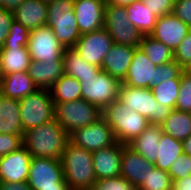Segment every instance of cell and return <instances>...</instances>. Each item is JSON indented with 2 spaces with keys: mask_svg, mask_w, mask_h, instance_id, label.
I'll list each match as a JSON object with an SVG mask.
<instances>
[{
  "mask_svg": "<svg viewBox=\"0 0 191 190\" xmlns=\"http://www.w3.org/2000/svg\"><path fill=\"white\" fill-rule=\"evenodd\" d=\"M69 134L55 119L24 132L23 146L32 157L61 160Z\"/></svg>",
  "mask_w": 191,
  "mask_h": 190,
  "instance_id": "1",
  "label": "cell"
},
{
  "mask_svg": "<svg viewBox=\"0 0 191 190\" xmlns=\"http://www.w3.org/2000/svg\"><path fill=\"white\" fill-rule=\"evenodd\" d=\"M64 180L71 190L92 189L96 179L92 152L70 141L61 158Z\"/></svg>",
  "mask_w": 191,
  "mask_h": 190,
  "instance_id": "2",
  "label": "cell"
},
{
  "mask_svg": "<svg viewBox=\"0 0 191 190\" xmlns=\"http://www.w3.org/2000/svg\"><path fill=\"white\" fill-rule=\"evenodd\" d=\"M102 117L111 126L116 142L123 145H128L150 126L146 117L129 109L118 99L102 111Z\"/></svg>",
  "mask_w": 191,
  "mask_h": 190,
  "instance_id": "3",
  "label": "cell"
},
{
  "mask_svg": "<svg viewBox=\"0 0 191 190\" xmlns=\"http://www.w3.org/2000/svg\"><path fill=\"white\" fill-rule=\"evenodd\" d=\"M118 100L129 109L146 117L150 125H161L172 111L171 108L155 100L151 88H136L121 84Z\"/></svg>",
  "mask_w": 191,
  "mask_h": 190,
  "instance_id": "4",
  "label": "cell"
},
{
  "mask_svg": "<svg viewBox=\"0 0 191 190\" xmlns=\"http://www.w3.org/2000/svg\"><path fill=\"white\" fill-rule=\"evenodd\" d=\"M46 26L53 30L54 35L65 49L73 48L81 35L74 14V0L49 2Z\"/></svg>",
  "mask_w": 191,
  "mask_h": 190,
  "instance_id": "5",
  "label": "cell"
},
{
  "mask_svg": "<svg viewBox=\"0 0 191 190\" xmlns=\"http://www.w3.org/2000/svg\"><path fill=\"white\" fill-rule=\"evenodd\" d=\"M102 111L84 99L54 103V119L70 135L75 130L95 123Z\"/></svg>",
  "mask_w": 191,
  "mask_h": 190,
  "instance_id": "6",
  "label": "cell"
},
{
  "mask_svg": "<svg viewBox=\"0 0 191 190\" xmlns=\"http://www.w3.org/2000/svg\"><path fill=\"white\" fill-rule=\"evenodd\" d=\"M27 183L32 190H71L57 159L32 157Z\"/></svg>",
  "mask_w": 191,
  "mask_h": 190,
  "instance_id": "7",
  "label": "cell"
},
{
  "mask_svg": "<svg viewBox=\"0 0 191 190\" xmlns=\"http://www.w3.org/2000/svg\"><path fill=\"white\" fill-rule=\"evenodd\" d=\"M24 132L54 119V101L49 89H37L19 100Z\"/></svg>",
  "mask_w": 191,
  "mask_h": 190,
  "instance_id": "8",
  "label": "cell"
},
{
  "mask_svg": "<svg viewBox=\"0 0 191 190\" xmlns=\"http://www.w3.org/2000/svg\"><path fill=\"white\" fill-rule=\"evenodd\" d=\"M79 82L81 98L96 105L101 111L118 99L121 82L103 70L96 76Z\"/></svg>",
  "mask_w": 191,
  "mask_h": 190,
  "instance_id": "9",
  "label": "cell"
},
{
  "mask_svg": "<svg viewBox=\"0 0 191 190\" xmlns=\"http://www.w3.org/2000/svg\"><path fill=\"white\" fill-rule=\"evenodd\" d=\"M104 28L114 43L137 48L140 46L143 35L130 23L126 7L106 4Z\"/></svg>",
  "mask_w": 191,
  "mask_h": 190,
  "instance_id": "10",
  "label": "cell"
},
{
  "mask_svg": "<svg viewBox=\"0 0 191 190\" xmlns=\"http://www.w3.org/2000/svg\"><path fill=\"white\" fill-rule=\"evenodd\" d=\"M69 139L75 146L90 152L109 147L116 142L111 126L103 117L75 130L69 135Z\"/></svg>",
  "mask_w": 191,
  "mask_h": 190,
  "instance_id": "11",
  "label": "cell"
},
{
  "mask_svg": "<svg viewBox=\"0 0 191 190\" xmlns=\"http://www.w3.org/2000/svg\"><path fill=\"white\" fill-rule=\"evenodd\" d=\"M27 48L31 60L41 62L63 60L65 49L54 35L53 30L46 25L30 30Z\"/></svg>",
  "mask_w": 191,
  "mask_h": 190,
  "instance_id": "12",
  "label": "cell"
},
{
  "mask_svg": "<svg viewBox=\"0 0 191 190\" xmlns=\"http://www.w3.org/2000/svg\"><path fill=\"white\" fill-rule=\"evenodd\" d=\"M113 43L109 32L102 28L81 34L73 48L87 63L101 67Z\"/></svg>",
  "mask_w": 191,
  "mask_h": 190,
  "instance_id": "13",
  "label": "cell"
},
{
  "mask_svg": "<svg viewBox=\"0 0 191 190\" xmlns=\"http://www.w3.org/2000/svg\"><path fill=\"white\" fill-rule=\"evenodd\" d=\"M31 158L32 156L24 146L0 156V182H27Z\"/></svg>",
  "mask_w": 191,
  "mask_h": 190,
  "instance_id": "14",
  "label": "cell"
},
{
  "mask_svg": "<svg viewBox=\"0 0 191 190\" xmlns=\"http://www.w3.org/2000/svg\"><path fill=\"white\" fill-rule=\"evenodd\" d=\"M105 0H74V14L80 34L104 28Z\"/></svg>",
  "mask_w": 191,
  "mask_h": 190,
  "instance_id": "15",
  "label": "cell"
},
{
  "mask_svg": "<svg viewBox=\"0 0 191 190\" xmlns=\"http://www.w3.org/2000/svg\"><path fill=\"white\" fill-rule=\"evenodd\" d=\"M155 67L156 65L138 47L135 49L133 60L121 84L136 88H152L156 85Z\"/></svg>",
  "mask_w": 191,
  "mask_h": 190,
  "instance_id": "16",
  "label": "cell"
},
{
  "mask_svg": "<svg viewBox=\"0 0 191 190\" xmlns=\"http://www.w3.org/2000/svg\"><path fill=\"white\" fill-rule=\"evenodd\" d=\"M190 30L188 25L170 13L157 18L150 36L164 43L174 52Z\"/></svg>",
  "mask_w": 191,
  "mask_h": 190,
  "instance_id": "17",
  "label": "cell"
},
{
  "mask_svg": "<svg viewBox=\"0 0 191 190\" xmlns=\"http://www.w3.org/2000/svg\"><path fill=\"white\" fill-rule=\"evenodd\" d=\"M154 168L153 163L135 152L128 145H123L120 176L131 183L136 190L143 182H146L149 172H152Z\"/></svg>",
  "mask_w": 191,
  "mask_h": 190,
  "instance_id": "18",
  "label": "cell"
},
{
  "mask_svg": "<svg viewBox=\"0 0 191 190\" xmlns=\"http://www.w3.org/2000/svg\"><path fill=\"white\" fill-rule=\"evenodd\" d=\"M122 154L123 144L120 142H115L109 147L92 152L96 179L120 176Z\"/></svg>",
  "mask_w": 191,
  "mask_h": 190,
  "instance_id": "19",
  "label": "cell"
},
{
  "mask_svg": "<svg viewBox=\"0 0 191 190\" xmlns=\"http://www.w3.org/2000/svg\"><path fill=\"white\" fill-rule=\"evenodd\" d=\"M136 48L113 43L111 49L104 57L101 70L122 82L133 60Z\"/></svg>",
  "mask_w": 191,
  "mask_h": 190,
  "instance_id": "20",
  "label": "cell"
},
{
  "mask_svg": "<svg viewBox=\"0 0 191 190\" xmlns=\"http://www.w3.org/2000/svg\"><path fill=\"white\" fill-rule=\"evenodd\" d=\"M13 17L28 30L45 26L48 17V3L41 0H25L13 12Z\"/></svg>",
  "mask_w": 191,
  "mask_h": 190,
  "instance_id": "21",
  "label": "cell"
},
{
  "mask_svg": "<svg viewBox=\"0 0 191 190\" xmlns=\"http://www.w3.org/2000/svg\"><path fill=\"white\" fill-rule=\"evenodd\" d=\"M27 72L38 89H50L63 75V60H31Z\"/></svg>",
  "mask_w": 191,
  "mask_h": 190,
  "instance_id": "22",
  "label": "cell"
},
{
  "mask_svg": "<svg viewBox=\"0 0 191 190\" xmlns=\"http://www.w3.org/2000/svg\"><path fill=\"white\" fill-rule=\"evenodd\" d=\"M37 89L27 71L0 76V93L5 97L20 100Z\"/></svg>",
  "mask_w": 191,
  "mask_h": 190,
  "instance_id": "23",
  "label": "cell"
},
{
  "mask_svg": "<svg viewBox=\"0 0 191 190\" xmlns=\"http://www.w3.org/2000/svg\"><path fill=\"white\" fill-rule=\"evenodd\" d=\"M0 134L24 135L18 99L0 93Z\"/></svg>",
  "mask_w": 191,
  "mask_h": 190,
  "instance_id": "24",
  "label": "cell"
},
{
  "mask_svg": "<svg viewBox=\"0 0 191 190\" xmlns=\"http://www.w3.org/2000/svg\"><path fill=\"white\" fill-rule=\"evenodd\" d=\"M162 133L160 125H150L128 146L154 164L158 158V147Z\"/></svg>",
  "mask_w": 191,
  "mask_h": 190,
  "instance_id": "25",
  "label": "cell"
},
{
  "mask_svg": "<svg viewBox=\"0 0 191 190\" xmlns=\"http://www.w3.org/2000/svg\"><path fill=\"white\" fill-rule=\"evenodd\" d=\"M30 62L31 56L27 46H11L8 49H0V76L28 71Z\"/></svg>",
  "mask_w": 191,
  "mask_h": 190,
  "instance_id": "26",
  "label": "cell"
},
{
  "mask_svg": "<svg viewBox=\"0 0 191 190\" xmlns=\"http://www.w3.org/2000/svg\"><path fill=\"white\" fill-rule=\"evenodd\" d=\"M101 67L87 63L74 48H66L63 52V74L76 78L78 81L96 76Z\"/></svg>",
  "mask_w": 191,
  "mask_h": 190,
  "instance_id": "27",
  "label": "cell"
},
{
  "mask_svg": "<svg viewBox=\"0 0 191 190\" xmlns=\"http://www.w3.org/2000/svg\"><path fill=\"white\" fill-rule=\"evenodd\" d=\"M127 17L130 23L143 35H150L156 25L157 16L144 5L142 0H137L126 6Z\"/></svg>",
  "mask_w": 191,
  "mask_h": 190,
  "instance_id": "28",
  "label": "cell"
},
{
  "mask_svg": "<svg viewBox=\"0 0 191 190\" xmlns=\"http://www.w3.org/2000/svg\"><path fill=\"white\" fill-rule=\"evenodd\" d=\"M160 126L163 133L183 141L191 135V113L172 109Z\"/></svg>",
  "mask_w": 191,
  "mask_h": 190,
  "instance_id": "29",
  "label": "cell"
},
{
  "mask_svg": "<svg viewBox=\"0 0 191 190\" xmlns=\"http://www.w3.org/2000/svg\"><path fill=\"white\" fill-rule=\"evenodd\" d=\"M182 154V141L174 139L170 135L162 133L158 147V158L154 165L156 168L168 172L172 163Z\"/></svg>",
  "mask_w": 191,
  "mask_h": 190,
  "instance_id": "30",
  "label": "cell"
},
{
  "mask_svg": "<svg viewBox=\"0 0 191 190\" xmlns=\"http://www.w3.org/2000/svg\"><path fill=\"white\" fill-rule=\"evenodd\" d=\"M54 103L81 99V83L74 77L63 74L49 89Z\"/></svg>",
  "mask_w": 191,
  "mask_h": 190,
  "instance_id": "31",
  "label": "cell"
},
{
  "mask_svg": "<svg viewBox=\"0 0 191 190\" xmlns=\"http://www.w3.org/2000/svg\"><path fill=\"white\" fill-rule=\"evenodd\" d=\"M139 47L156 66L174 60V52L150 35L142 36Z\"/></svg>",
  "mask_w": 191,
  "mask_h": 190,
  "instance_id": "32",
  "label": "cell"
},
{
  "mask_svg": "<svg viewBox=\"0 0 191 190\" xmlns=\"http://www.w3.org/2000/svg\"><path fill=\"white\" fill-rule=\"evenodd\" d=\"M181 79H171L153 86L152 92L155 100L160 104L175 109V103L179 95Z\"/></svg>",
  "mask_w": 191,
  "mask_h": 190,
  "instance_id": "33",
  "label": "cell"
},
{
  "mask_svg": "<svg viewBox=\"0 0 191 190\" xmlns=\"http://www.w3.org/2000/svg\"><path fill=\"white\" fill-rule=\"evenodd\" d=\"M173 181L167 171L154 168L146 178V182L137 190H172Z\"/></svg>",
  "mask_w": 191,
  "mask_h": 190,
  "instance_id": "34",
  "label": "cell"
},
{
  "mask_svg": "<svg viewBox=\"0 0 191 190\" xmlns=\"http://www.w3.org/2000/svg\"><path fill=\"white\" fill-rule=\"evenodd\" d=\"M29 34L30 30L16 20H13L8 36L0 49H8L11 48V46H27Z\"/></svg>",
  "mask_w": 191,
  "mask_h": 190,
  "instance_id": "35",
  "label": "cell"
},
{
  "mask_svg": "<svg viewBox=\"0 0 191 190\" xmlns=\"http://www.w3.org/2000/svg\"><path fill=\"white\" fill-rule=\"evenodd\" d=\"M175 109L191 113V71L184 70Z\"/></svg>",
  "mask_w": 191,
  "mask_h": 190,
  "instance_id": "36",
  "label": "cell"
},
{
  "mask_svg": "<svg viewBox=\"0 0 191 190\" xmlns=\"http://www.w3.org/2000/svg\"><path fill=\"white\" fill-rule=\"evenodd\" d=\"M156 85L171 79H181L184 69L175 61L164 63L155 67Z\"/></svg>",
  "mask_w": 191,
  "mask_h": 190,
  "instance_id": "37",
  "label": "cell"
},
{
  "mask_svg": "<svg viewBox=\"0 0 191 190\" xmlns=\"http://www.w3.org/2000/svg\"><path fill=\"white\" fill-rule=\"evenodd\" d=\"M172 181L180 180L191 175V159L187 154L179 156L168 170Z\"/></svg>",
  "mask_w": 191,
  "mask_h": 190,
  "instance_id": "38",
  "label": "cell"
},
{
  "mask_svg": "<svg viewBox=\"0 0 191 190\" xmlns=\"http://www.w3.org/2000/svg\"><path fill=\"white\" fill-rule=\"evenodd\" d=\"M91 190H136V188L125 178L118 176L96 180Z\"/></svg>",
  "mask_w": 191,
  "mask_h": 190,
  "instance_id": "39",
  "label": "cell"
},
{
  "mask_svg": "<svg viewBox=\"0 0 191 190\" xmlns=\"http://www.w3.org/2000/svg\"><path fill=\"white\" fill-rule=\"evenodd\" d=\"M174 60L184 69L191 66V30L174 51Z\"/></svg>",
  "mask_w": 191,
  "mask_h": 190,
  "instance_id": "40",
  "label": "cell"
},
{
  "mask_svg": "<svg viewBox=\"0 0 191 190\" xmlns=\"http://www.w3.org/2000/svg\"><path fill=\"white\" fill-rule=\"evenodd\" d=\"M23 146V135L0 134V156L7 155Z\"/></svg>",
  "mask_w": 191,
  "mask_h": 190,
  "instance_id": "41",
  "label": "cell"
},
{
  "mask_svg": "<svg viewBox=\"0 0 191 190\" xmlns=\"http://www.w3.org/2000/svg\"><path fill=\"white\" fill-rule=\"evenodd\" d=\"M142 2L157 18L173 12L174 0H142Z\"/></svg>",
  "mask_w": 191,
  "mask_h": 190,
  "instance_id": "42",
  "label": "cell"
},
{
  "mask_svg": "<svg viewBox=\"0 0 191 190\" xmlns=\"http://www.w3.org/2000/svg\"><path fill=\"white\" fill-rule=\"evenodd\" d=\"M172 13L191 28V0H174Z\"/></svg>",
  "mask_w": 191,
  "mask_h": 190,
  "instance_id": "43",
  "label": "cell"
},
{
  "mask_svg": "<svg viewBox=\"0 0 191 190\" xmlns=\"http://www.w3.org/2000/svg\"><path fill=\"white\" fill-rule=\"evenodd\" d=\"M13 20V12L0 7V47L4 44L8 36Z\"/></svg>",
  "mask_w": 191,
  "mask_h": 190,
  "instance_id": "44",
  "label": "cell"
},
{
  "mask_svg": "<svg viewBox=\"0 0 191 190\" xmlns=\"http://www.w3.org/2000/svg\"><path fill=\"white\" fill-rule=\"evenodd\" d=\"M0 190H32L27 182L8 183L0 182Z\"/></svg>",
  "mask_w": 191,
  "mask_h": 190,
  "instance_id": "45",
  "label": "cell"
},
{
  "mask_svg": "<svg viewBox=\"0 0 191 190\" xmlns=\"http://www.w3.org/2000/svg\"><path fill=\"white\" fill-rule=\"evenodd\" d=\"M172 190H191V175L186 178L173 181Z\"/></svg>",
  "mask_w": 191,
  "mask_h": 190,
  "instance_id": "46",
  "label": "cell"
},
{
  "mask_svg": "<svg viewBox=\"0 0 191 190\" xmlns=\"http://www.w3.org/2000/svg\"><path fill=\"white\" fill-rule=\"evenodd\" d=\"M25 0H2V8L14 12Z\"/></svg>",
  "mask_w": 191,
  "mask_h": 190,
  "instance_id": "47",
  "label": "cell"
},
{
  "mask_svg": "<svg viewBox=\"0 0 191 190\" xmlns=\"http://www.w3.org/2000/svg\"><path fill=\"white\" fill-rule=\"evenodd\" d=\"M106 4H112L115 6L126 7L137 0H105Z\"/></svg>",
  "mask_w": 191,
  "mask_h": 190,
  "instance_id": "48",
  "label": "cell"
},
{
  "mask_svg": "<svg viewBox=\"0 0 191 190\" xmlns=\"http://www.w3.org/2000/svg\"><path fill=\"white\" fill-rule=\"evenodd\" d=\"M183 153L191 156V135L182 141Z\"/></svg>",
  "mask_w": 191,
  "mask_h": 190,
  "instance_id": "49",
  "label": "cell"
},
{
  "mask_svg": "<svg viewBox=\"0 0 191 190\" xmlns=\"http://www.w3.org/2000/svg\"><path fill=\"white\" fill-rule=\"evenodd\" d=\"M41 1H44V2H46V3H49V2L54 1V0H41Z\"/></svg>",
  "mask_w": 191,
  "mask_h": 190,
  "instance_id": "50",
  "label": "cell"
}]
</instances>
